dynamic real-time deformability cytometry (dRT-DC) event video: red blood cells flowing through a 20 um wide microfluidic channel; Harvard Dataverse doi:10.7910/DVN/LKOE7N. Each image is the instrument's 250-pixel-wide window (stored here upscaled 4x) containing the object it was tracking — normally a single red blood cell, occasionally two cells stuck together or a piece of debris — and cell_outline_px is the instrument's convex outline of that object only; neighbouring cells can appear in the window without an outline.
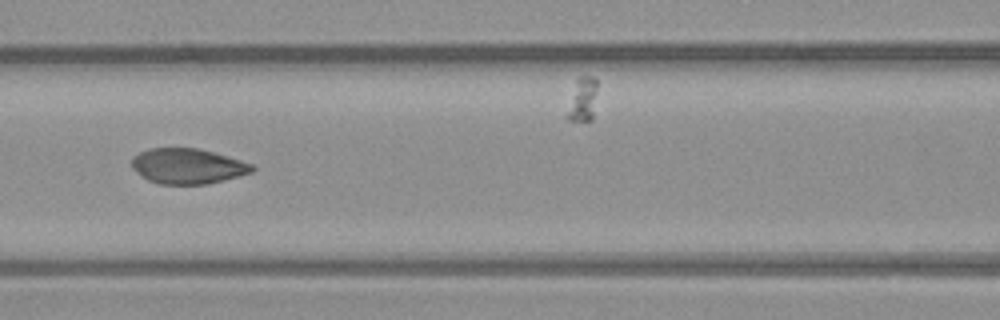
{"species": "common noctule bat (a hibernating species)", "species_latin": "Nyctalus noctula", "temperature_condition": "warm", "stored_images_in_passage": 36, "camera_frame_rate_fps": 3000, "um_per_image_px": 0.085, "animal": {"sex": "male", "body_mass_g": 23.1, "forearm_length_mm": 52.7}, "frame": {"image": 1, "passage_image": 5, "time_ms": 1.333, "image_size_px": [1000, 320], "cell_outline_px": [[256, 168], [252, 172], [240, 176], [208, 184], [160, 184], [148, 180], [140, 176], [132, 168], [132, 156], [140, 152], [152, 148], [196, 148], [228, 156], [252, 164]], "centroid_in_image_um": [15.94, 14.13], "position_along_channel_um": 150.7, "area_um2": 24.8}}
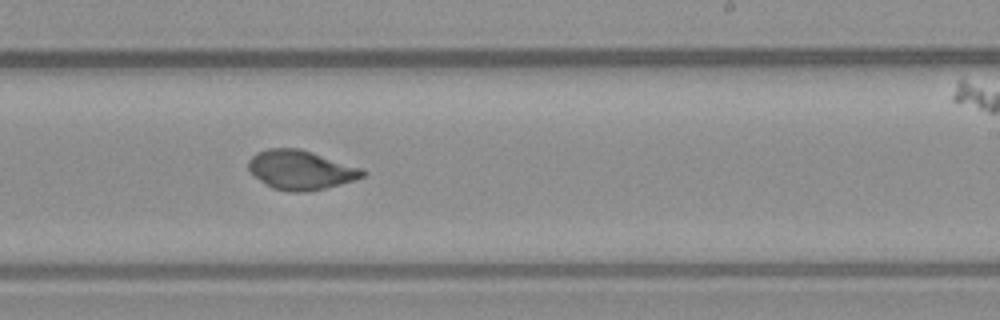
{"frame": {"image": 2, "passage_image": 14, "time_ms": 4.333, "image_size_px": [1000, 320], "cell_outline_px": [[368, 172], [364, 176], [340, 184], [308, 192], [292, 192], [272, 188], [260, 180], [248, 168], [248, 160], [256, 152], [268, 148], [300, 148], [364, 168]], "centroid_in_image_um": [25.58, 14.43], "position_along_channel_um": 263.4, "area_um2": 26.18}}
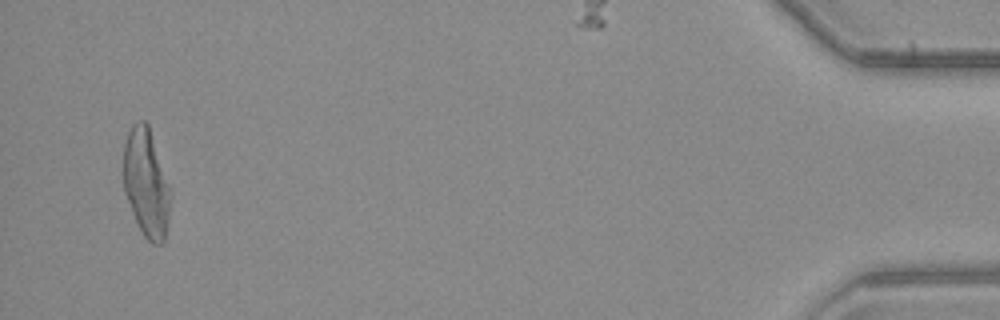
{"frame": {"image": 3, "passage_image": 34, "time_ms": 11.0, "image_size_px": [1000, 320], "cell_outline_px": [[172, 196], [168, 220], [164, 240], [160, 244], [152, 244], [144, 236], [132, 212], [124, 192], [124, 144], [128, 132], [132, 124], [140, 120], [144, 120], [148, 124]], "centroid_in_image_um": [12.43, 15.57], "position_along_channel_um": 422.8, "area_um2": 29.25}}